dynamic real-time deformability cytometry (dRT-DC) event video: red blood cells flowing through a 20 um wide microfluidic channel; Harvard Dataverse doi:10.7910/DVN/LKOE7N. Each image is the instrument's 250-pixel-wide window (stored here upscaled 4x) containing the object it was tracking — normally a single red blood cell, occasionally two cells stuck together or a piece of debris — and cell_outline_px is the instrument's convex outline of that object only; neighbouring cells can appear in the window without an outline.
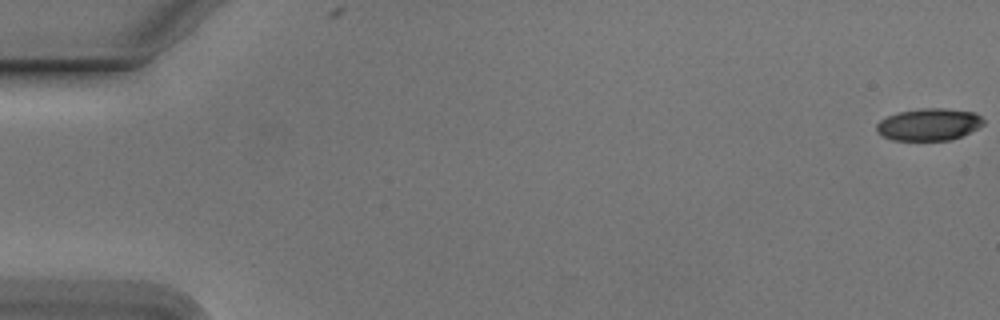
{"species": "Egyptian fruit bat (a non-hibernating species)", "species_latin": "Rousettus aegyptiacus", "temperature_condition": "cold", "stored_images_in_passage": 55, "camera_frame_rate_fps": 3000, "um_per_image_px": 0.085, "animal": {"sex": "male"}, "frame": {"image": 1, "passage_image": 1, "time_ms": 0.0, "image_size_px": [1000, 320], "cell_outline_px": [[984, 124], [960, 136], [948, 140], [892, 140], [876, 132], [876, 124], [880, 120], [888, 116], [900, 112], [920, 108], [944, 108], [972, 112], [980, 116], [984, 120]], "centroid_in_image_um": [78.92, 10.57], "position_along_channel_um": 6.1, "area_um2": 19.77}}
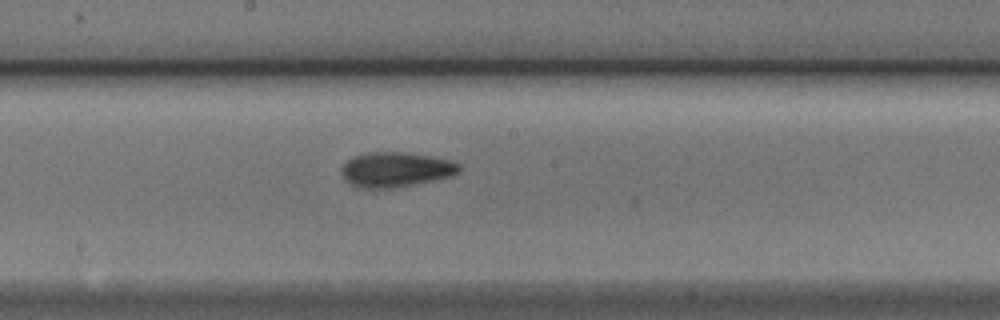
{"frame": {"image": 2, "passage_image": 30, "time_ms": 9.667, "image_size_px": [1000, 320], "cell_outline_px": [[460, 168], [456, 172], [448, 176], [432, 180], [396, 188], [356, 188], [348, 184], [344, 180], [340, 172], [340, 168], [348, 160], [356, 156], [368, 152], [400, 152], [428, 156], [448, 160], [460, 164]], "centroid_in_image_um": [33.53, 14.43], "position_along_channel_um": 214.7, "area_um2": 23.7}}
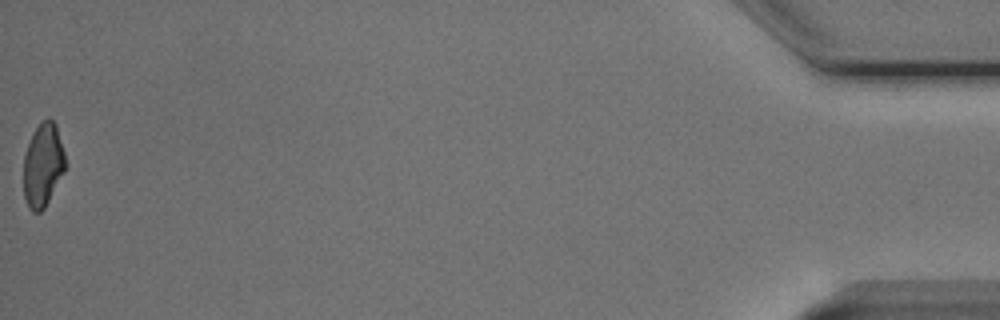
{"frame": {"image": 3, "passage_image": 55, "time_ms": 18.0, "image_size_px": [1000, 320], "cell_outline_px": [[64, 172], [44, 208], [40, 212], [32, 212], [28, 208], [24, 196], [24, 156], [32, 132], [44, 120], [52, 120], [56, 124], [64, 152]], "centroid_in_image_um": [3.63, 14.05], "position_along_channel_um": 431.6, "area_um2": 20.0}, "authors_computed_cell_mechanics": {"area_um2": 21.675, "velocity_mm_per_s": 3.8141, "shape_relaxation_time_tau1_ms": 3.4437, "shape_relaxation_time_tau2_ms": 1.2322, "deformation_change_tau1": 0.1221, "deformation_change_tau2": 0.0699}}